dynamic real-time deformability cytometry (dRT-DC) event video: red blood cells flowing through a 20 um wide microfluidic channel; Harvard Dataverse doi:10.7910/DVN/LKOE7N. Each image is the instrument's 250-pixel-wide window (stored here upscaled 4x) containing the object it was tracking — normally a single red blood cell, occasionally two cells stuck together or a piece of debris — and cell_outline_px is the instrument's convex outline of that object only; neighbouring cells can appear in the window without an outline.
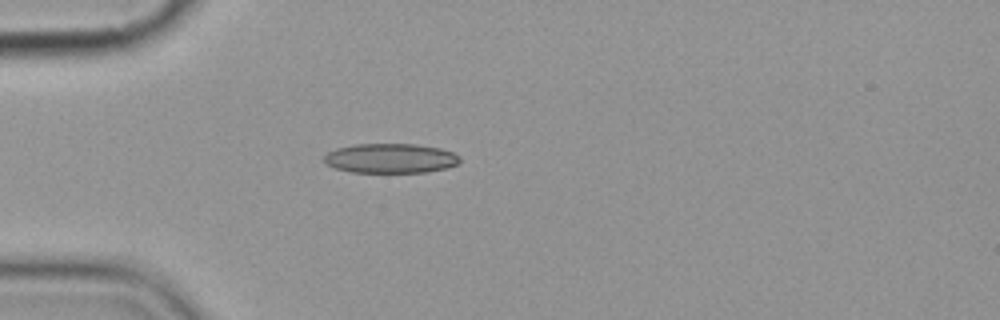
{"species": "common noctule bat (a hibernating species)", "species_latin": "Nyctalus noctula", "temperature_condition": "cold", "stored_images_in_passage": 5, "camera_frame_rate_fps": 3000, "um_per_image_px": 0.085, "animal": {"sex": "female", "body_mass_g": 19.9}, "frame": {"image": 1, "passage_image": 5, "time_ms": 4.667, "image_size_px": [1000, 320], "cell_outline_px": [[460, 160], [456, 164], [448, 168], [428, 172], [352, 172], [336, 168], [324, 164], [324, 156], [328, 152], [336, 148], [356, 144], [416, 144], [440, 148], [452, 152], [460, 156]], "centroid_in_image_um": [33.19, 13.45], "position_along_channel_um": 51.8, "area_um2": 23.47}}